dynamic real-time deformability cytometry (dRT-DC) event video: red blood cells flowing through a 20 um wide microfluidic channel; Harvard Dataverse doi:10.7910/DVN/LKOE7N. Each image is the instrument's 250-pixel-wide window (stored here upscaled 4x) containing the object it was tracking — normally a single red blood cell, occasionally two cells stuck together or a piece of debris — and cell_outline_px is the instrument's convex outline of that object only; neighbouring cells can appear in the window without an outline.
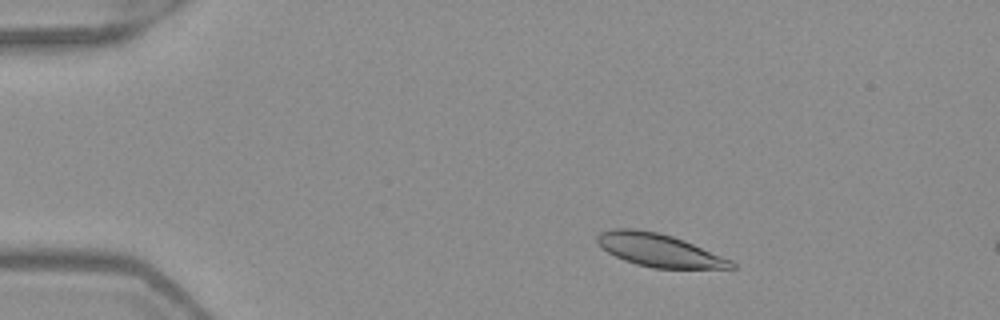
{"species": "Egyptian fruit bat (a non-hibernating species)", "species_latin": "Rousettus aegyptiacus", "temperature_condition": "warm", "stored_images_in_passage": 50, "camera_frame_rate_fps": 3000, "um_per_image_px": 0.085, "frame": {"image": 1, "passage_image": 7, "time_ms": 2.0, "image_size_px": [1000, 320], "cell_outline_px": [[736, 268], [652, 268], [636, 264], [624, 260], [608, 252], [596, 240], [596, 236], [600, 232], [612, 228], [636, 228], [660, 232], [684, 240], [732, 260], [736, 264]], "centroid_in_image_um": [56.01, 21.25], "position_along_channel_um": 29.0, "area_um2": 25.72}}
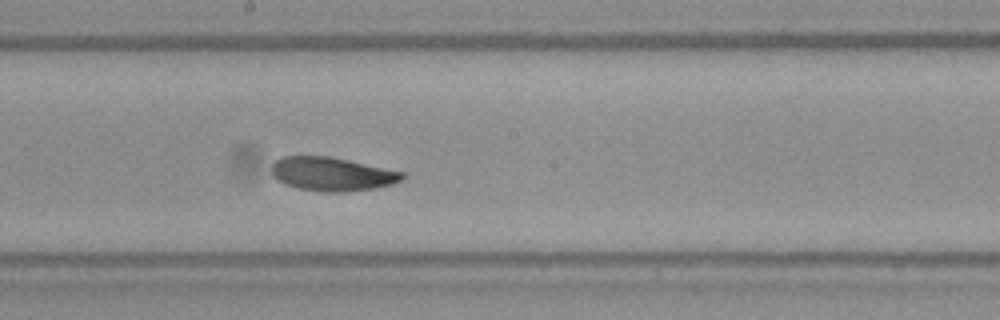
{"frame": {"image": 2, "passage_image": 27, "time_ms": 8.667, "image_size_px": [1000, 320], "cell_outline_px": [[404, 176], [400, 180], [392, 184], [376, 188], [344, 192], [328, 192], [300, 188], [284, 184], [276, 180], [272, 176], [272, 164], [276, 160], [284, 156], [328, 156], [348, 160], [404, 172]], "centroid_in_image_um": [28.2, 14.79], "position_along_channel_um": 220.0, "area_um2": 25.49}}
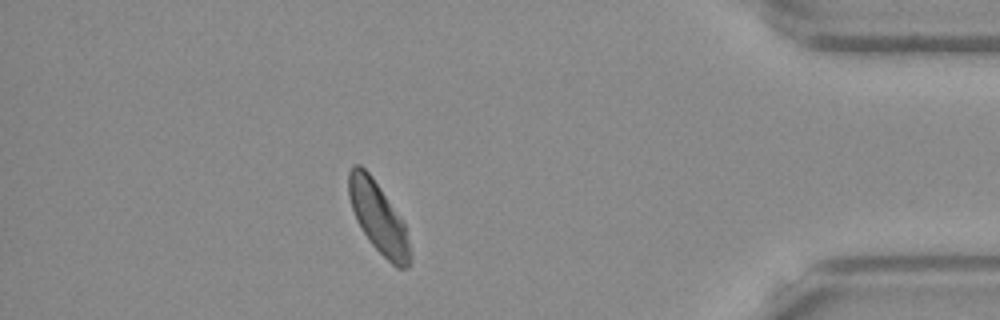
{"frame": {"image": 3, "passage_image": 44, "time_ms": 14.333, "image_size_px": [1000, 320], "cell_outline_px": [[408, 268], [396, 268], [372, 244], [360, 228], [356, 220], [348, 196], [348, 172], [352, 164], [360, 164], [372, 176], [404, 224], [408, 244]], "centroid_in_image_um": [32.08, 18.44], "position_along_channel_um": 403.1, "area_um2": 24.51}, "authors_computed_cell_mechanics": {"area_um2": 25.721, "velocity_mm_per_s": 3.9252, "shape_relaxation_time_tau1_ms": 4.8939, "shape_relaxation_time_tau2_ms": null, "deformation_change_tau1": 0.1186, "deformation_change_tau2": null}}